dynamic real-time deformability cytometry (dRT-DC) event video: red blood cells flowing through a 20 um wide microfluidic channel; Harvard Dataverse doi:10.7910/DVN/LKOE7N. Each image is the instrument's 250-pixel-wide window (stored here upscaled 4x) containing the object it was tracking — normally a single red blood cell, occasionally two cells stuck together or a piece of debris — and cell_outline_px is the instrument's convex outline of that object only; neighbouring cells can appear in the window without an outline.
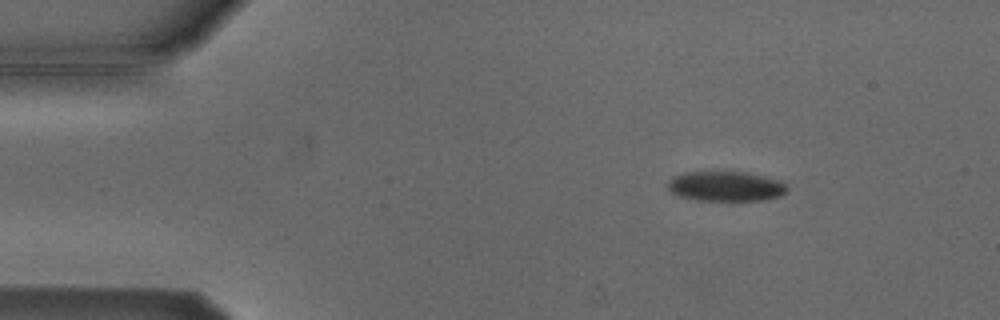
{"species": "Egyptian fruit bat (a non-hibernating species)", "species_latin": "Rousettus aegyptiacus", "temperature_condition": "cold", "stored_images_in_passage": 5, "camera_frame_rate_fps": 3000, "um_per_image_px": 0.085, "animal": {"sex": "male"}, "frame": {"image": 1, "passage_image": 2, "time_ms": 1.333, "image_size_px": [1000, 320], "cell_outline_px": [[788, 192], [780, 196], [764, 200], [696, 200], [676, 196], [668, 188], [668, 184], [672, 176], [684, 172], [748, 172], [780, 180], [788, 184]], "centroid_in_image_um": [61.72, 15.83], "position_along_channel_um": 23.3, "area_um2": 21.04}}